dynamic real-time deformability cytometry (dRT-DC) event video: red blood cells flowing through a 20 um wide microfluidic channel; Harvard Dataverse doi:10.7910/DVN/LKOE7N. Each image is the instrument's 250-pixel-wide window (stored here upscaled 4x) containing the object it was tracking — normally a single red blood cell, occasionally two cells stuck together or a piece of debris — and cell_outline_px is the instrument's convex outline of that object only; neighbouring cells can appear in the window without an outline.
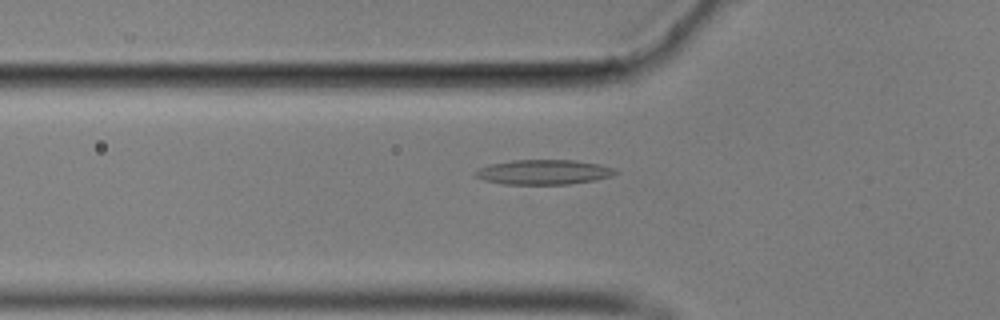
{"species": "common noctule bat (a hibernating species)", "species_latin": "Nyctalus noctula", "temperature_condition": "cold", "stored_images_in_passage": 56, "camera_frame_rate_fps": 3000, "um_per_image_px": 0.085, "animal": {"sex": "male", "body_mass_g": 17.9}, "frame": {"image": 1, "passage_image": 19, "time_ms": 6.0, "image_size_px": [1000, 320], "cell_outline_px": [[620, 172], [612, 176], [596, 180], [568, 184], [504, 184], [484, 180], [476, 176], [472, 172], [488, 164], [512, 160], [572, 160], [600, 164], [616, 168]], "centroid_in_image_um": [46.24, 14.62], "position_along_channel_um": 79.6, "area_um2": 20.4}}
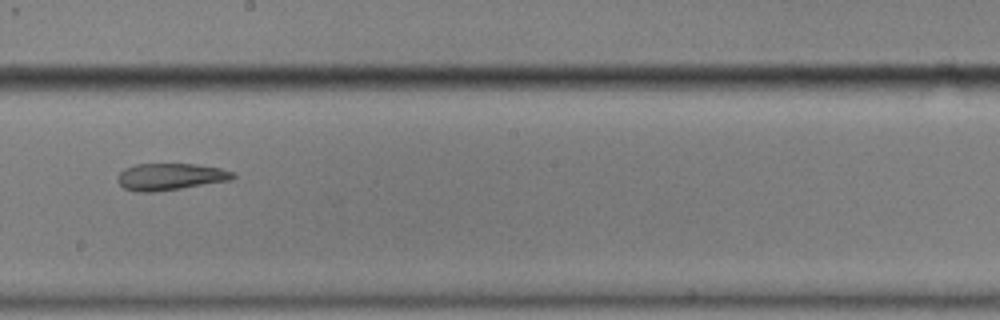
{"frame": {"image": 2, "passage_image": 32, "time_ms": 10.333, "image_size_px": [1000, 320], "cell_outline_px": [[236, 176], [232, 180], [156, 192], [136, 192], [124, 188], [116, 180], [116, 176], [124, 168], [136, 164], [196, 164], [220, 168], [232, 172]], "centroid_in_image_um": [14.44, 15.02], "position_along_channel_um": 233.8, "area_um2": 18.15}}
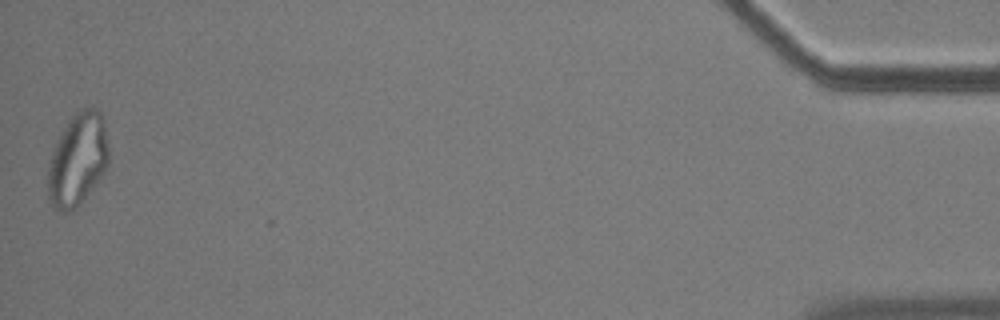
{"frame": {"image": 3, "passage_image": 56, "time_ms": 18.333, "image_size_px": [1000, 320], "cell_outline_px": [[108, 164], [104, 172], [80, 204], [76, 208], [68, 212], [60, 212], [48, 200], [48, 164], [56, 140], [68, 120], [76, 112], [84, 108], [96, 108], [100, 112], [104, 120], [108, 148]], "centroid_in_image_um": [6.59, 13.56], "position_along_channel_um": 428.6, "area_um2": 32.77}, "authors_computed_cell_mechanics": {"area_um2": 20.0855, "velocity_mm_per_s": 3.5503, "shape_relaxation_time_tau1_ms": null, "shape_relaxation_time_tau2_ms": 4.4992, "deformation_change_tau1": null, "deformation_change_tau2": 0.128}}